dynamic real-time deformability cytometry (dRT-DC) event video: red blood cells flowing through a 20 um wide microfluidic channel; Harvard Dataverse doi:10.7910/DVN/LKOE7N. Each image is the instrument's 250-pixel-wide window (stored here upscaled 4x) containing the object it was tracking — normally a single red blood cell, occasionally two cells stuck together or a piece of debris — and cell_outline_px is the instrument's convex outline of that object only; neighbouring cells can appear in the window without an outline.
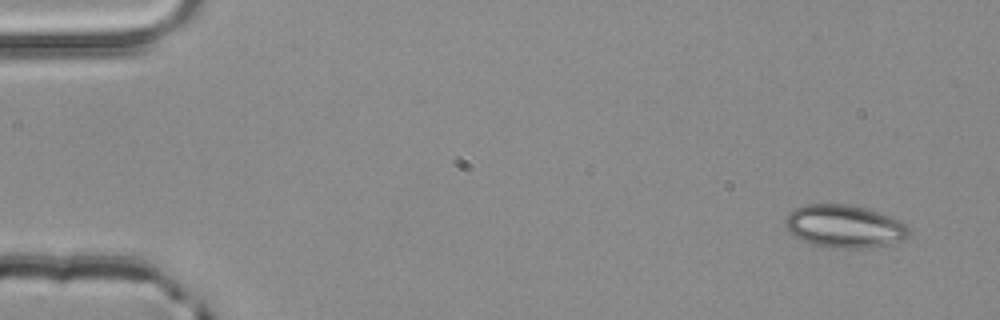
{"species": "common noctule bat (a hibernating species)", "species_latin": "Nyctalus noctula", "temperature_condition": "room temperature", "stored_images_in_passage": 5, "camera_frame_rate_fps": 3000, "um_per_image_px": 0.085, "animal": {"sex": "male", "body_mass_g": 20.4}, "frame": {"image": 1, "passage_image": 1, "time_ms": 0.0, "image_size_px": [1000, 320], "cell_outline_px": [[908, 236], [904, 240], [888, 244], [868, 248], [844, 248], [812, 244], [788, 232], [784, 224], [784, 220], [792, 208], [804, 204], [844, 204], [864, 208], [900, 220], [908, 228]], "centroid_in_image_um": [71.73, 19.23], "position_along_channel_um": 13.3, "area_um2": 30.58}}
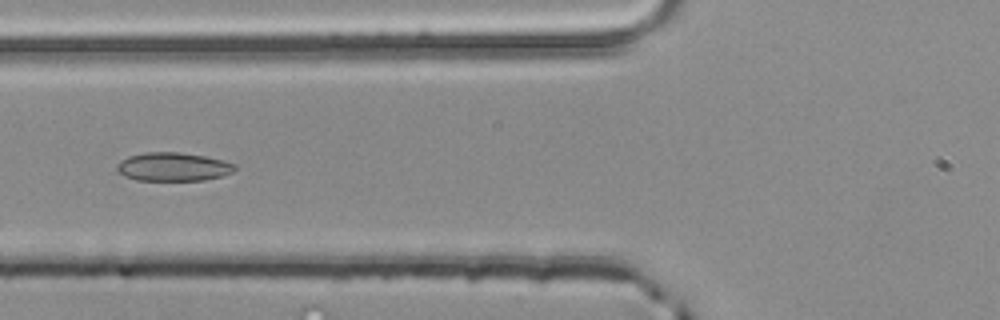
{"frame": {"image": 2, "passage_image": 5, "time_ms": 1.333, "image_size_px": [1000, 320], "cell_outline_px": [[236, 168], [232, 172], [224, 176], [204, 180], [136, 180], [124, 176], [116, 168], [116, 164], [120, 160], [128, 156], [144, 152], [180, 152], [204, 156], [224, 160], [236, 164]], "centroid_in_image_um": [14.72, 14.17], "position_along_channel_um": 111.1, "area_um2": 19.77}}